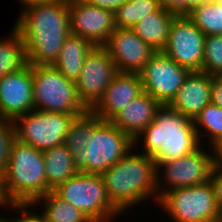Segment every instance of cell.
Masks as SVG:
<instances>
[{"instance_id": "1", "label": "cell", "mask_w": 222, "mask_h": 222, "mask_svg": "<svg viewBox=\"0 0 222 222\" xmlns=\"http://www.w3.org/2000/svg\"><path fill=\"white\" fill-rule=\"evenodd\" d=\"M14 28L22 36L27 63L53 65L70 33L69 0L22 10Z\"/></svg>"}, {"instance_id": "2", "label": "cell", "mask_w": 222, "mask_h": 222, "mask_svg": "<svg viewBox=\"0 0 222 222\" xmlns=\"http://www.w3.org/2000/svg\"><path fill=\"white\" fill-rule=\"evenodd\" d=\"M137 152L132 148L101 174L109 200L122 214L149 198L158 202L156 161L152 156Z\"/></svg>"}, {"instance_id": "3", "label": "cell", "mask_w": 222, "mask_h": 222, "mask_svg": "<svg viewBox=\"0 0 222 222\" xmlns=\"http://www.w3.org/2000/svg\"><path fill=\"white\" fill-rule=\"evenodd\" d=\"M133 141L134 148L142 144L144 150L140 153L152 156L156 163L178 159L202 146L193 120L169 105H162L154 120Z\"/></svg>"}, {"instance_id": "4", "label": "cell", "mask_w": 222, "mask_h": 222, "mask_svg": "<svg viewBox=\"0 0 222 222\" xmlns=\"http://www.w3.org/2000/svg\"><path fill=\"white\" fill-rule=\"evenodd\" d=\"M4 186L12 203H33L52 191L47 186L43 152L14 138L4 171Z\"/></svg>"}, {"instance_id": "5", "label": "cell", "mask_w": 222, "mask_h": 222, "mask_svg": "<svg viewBox=\"0 0 222 222\" xmlns=\"http://www.w3.org/2000/svg\"><path fill=\"white\" fill-rule=\"evenodd\" d=\"M52 191L91 222H111L122 214L109 200L100 174L78 172Z\"/></svg>"}, {"instance_id": "6", "label": "cell", "mask_w": 222, "mask_h": 222, "mask_svg": "<svg viewBox=\"0 0 222 222\" xmlns=\"http://www.w3.org/2000/svg\"><path fill=\"white\" fill-rule=\"evenodd\" d=\"M34 110L86 114L89 110L79 100L75 82L68 80L53 65H31Z\"/></svg>"}, {"instance_id": "7", "label": "cell", "mask_w": 222, "mask_h": 222, "mask_svg": "<svg viewBox=\"0 0 222 222\" xmlns=\"http://www.w3.org/2000/svg\"><path fill=\"white\" fill-rule=\"evenodd\" d=\"M172 222H222L210 180L200 185L172 189L158 200Z\"/></svg>"}, {"instance_id": "8", "label": "cell", "mask_w": 222, "mask_h": 222, "mask_svg": "<svg viewBox=\"0 0 222 222\" xmlns=\"http://www.w3.org/2000/svg\"><path fill=\"white\" fill-rule=\"evenodd\" d=\"M132 148L133 139L109 120H100L92 128V140L78 161L79 172L102 174L120 161Z\"/></svg>"}, {"instance_id": "9", "label": "cell", "mask_w": 222, "mask_h": 222, "mask_svg": "<svg viewBox=\"0 0 222 222\" xmlns=\"http://www.w3.org/2000/svg\"><path fill=\"white\" fill-rule=\"evenodd\" d=\"M83 114H61L32 110L16 117L12 123L14 136L23 143L44 151L64 144L74 120Z\"/></svg>"}, {"instance_id": "10", "label": "cell", "mask_w": 222, "mask_h": 222, "mask_svg": "<svg viewBox=\"0 0 222 222\" xmlns=\"http://www.w3.org/2000/svg\"><path fill=\"white\" fill-rule=\"evenodd\" d=\"M205 148V146H200L192 153L178 159L156 163L158 200L165 192L172 189L200 185L210 180L214 168L212 150L210 147L208 152Z\"/></svg>"}, {"instance_id": "11", "label": "cell", "mask_w": 222, "mask_h": 222, "mask_svg": "<svg viewBox=\"0 0 222 222\" xmlns=\"http://www.w3.org/2000/svg\"><path fill=\"white\" fill-rule=\"evenodd\" d=\"M205 37L187 14L176 15L162 52L190 72L201 71Z\"/></svg>"}, {"instance_id": "12", "label": "cell", "mask_w": 222, "mask_h": 222, "mask_svg": "<svg viewBox=\"0 0 222 222\" xmlns=\"http://www.w3.org/2000/svg\"><path fill=\"white\" fill-rule=\"evenodd\" d=\"M117 73L115 62L103 46H95L86 56L75 86L79 100L89 111L103 97Z\"/></svg>"}, {"instance_id": "13", "label": "cell", "mask_w": 222, "mask_h": 222, "mask_svg": "<svg viewBox=\"0 0 222 222\" xmlns=\"http://www.w3.org/2000/svg\"><path fill=\"white\" fill-rule=\"evenodd\" d=\"M189 72L163 52H156L139 73L143 92L151 95L162 105H168Z\"/></svg>"}, {"instance_id": "14", "label": "cell", "mask_w": 222, "mask_h": 222, "mask_svg": "<svg viewBox=\"0 0 222 222\" xmlns=\"http://www.w3.org/2000/svg\"><path fill=\"white\" fill-rule=\"evenodd\" d=\"M70 33L85 38L94 46H104L115 29L114 13L86 3L69 0Z\"/></svg>"}, {"instance_id": "15", "label": "cell", "mask_w": 222, "mask_h": 222, "mask_svg": "<svg viewBox=\"0 0 222 222\" xmlns=\"http://www.w3.org/2000/svg\"><path fill=\"white\" fill-rule=\"evenodd\" d=\"M34 110L31 64L0 78V118L13 121Z\"/></svg>"}, {"instance_id": "16", "label": "cell", "mask_w": 222, "mask_h": 222, "mask_svg": "<svg viewBox=\"0 0 222 222\" xmlns=\"http://www.w3.org/2000/svg\"><path fill=\"white\" fill-rule=\"evenodd\" d=\"M116 64L118 72L140 73L156 53L132 29L115 28L103 46Z\"/></svg>"}, {"instance_id": "17", "label": "cell", "mask_w": 222, "mask_h": 222, "mask_svg": "<svg viewBox=\"0 0 222 222\" xmlns=\"http://www.w3.org/2000/svg\"><path fill=\"white\" fill-rule=\"evenodd\" d=\"M142 93L140 74L118 72L108 85L103 97L90 112L101 120H110Z\"/></svg>"}, {"instance_id": "18", "label": "cell", "mask_w": 222, "mask_h": 222, "mask_svg": "<svg viewBox=\"0 0 222 222\" xmlns=\"http://www.w3.org/2000/svg\"><path fill=\"white\" fill-rule=\"evenodd\" d=\"M211 82L212 75L201 71L189 72L168 105L188 119L194 120L199 112L211 103Z\"/></svg>"}, {"instance_id": "19", "label": "cell", "mask_w": 222, "mask_h": 222, "mask_svg": "<svg viewBox=\"0 0 222 222\" xmlns=\"http://www.w3.org/2000/svg\"><path fill=\"white\" fill-rule=\"evenodd\" d=\"M161 106L159 101L143 92L109 121L134 140L154 120Z\"/></svg>"}, {"instance_id": "20", "label": "cell", "mask_w": 222, "mask_h": 222, "mask_svg": "<svg viewBox=\"0 0 222 222\" xmlns=\"http://www.w3.org/2000/svg\"><path fill=\"white\" fill-rule=\"evenodd\" d=\"M176 15V13L160 7L140 20L132 30L155 52H162L167 45L172 20Z\"/></svg>"}, {"instance_id": "21", "label": "cell", "mask_w": 222, "mask_h": 222, "mask_svg": "<svg viewBox=\"0 0 222 222\" xmlns=\"http://www.w3.org/2000/svg\"><path fill=\"white\" fill-rule=\"evenodd\" d=\"M95 46L85 38L70 34L64 41L53 66L68 80L76 82L80 76L86 56Z\"/></svg>"}, {"instance_id": "22", "label": "cell", "mask_w": 222, "mask_h": 222, "mask_svg": "<svg viewBox=\"0 0 222 222\" xmlns=\"http://www.w3.org/2000/svg\"><path fill=\"white\" fill-rule=\"evenodd\" d=\"M42 152L45 162L47 186L51 190L79 172L78 162L64 144Z\"/></svg>"}, {"instance_id": "23", "label": "cell", "mask_w": 222, "mask_h": 222, "mask_svg": "<svg viewBox=\"0 0 222 222\" xmlns=\"http://www.w3.org/2000/svg\"><path fill=\"white\" fill-rule=\"evenodd\" d=\"M35 207L42 204L41 211L45 222H91L80 210L62 200L53 191L36 199L32 203Z\"/></svg>"}, {"instance_id": "24", "label": "cell", "mask_w": 222, "mask_h": 222, "mask_svg": "<svg viewBox=\"0 0 222 222\" xmlns=\"http://www.w3.org/2000/svg\"><path fill=\"white\" fill-rule=\"evenodd\" d=\"M27 64L22 36L12 27L9 37L0 40V78Z\"/></svg>"}, {"instance_id": "25", "label": "cell", "mask_w": 222, "mask_h": 222, "mask_svg": "<svg viewBox=\"0 0 222 222\" xmlns=\"http://www.w3.org/2000/svg\"><path fill=\"white\" fill-rule=\"evenodd\" d=\"M90 111L77 117L71 124L64 139V145L78 162L83 155L84 147L92 140V128L100 121Z\"/></svg>"}, {"instance_id": "26", "label": "cell", "mask_w": 222, "mask_h": 222, "mask_svg": "<svg viewBox=\"0 0 222 222\" xmlns=\"http://www.w3.org/2000/svg\"><path fill=\"white\" fill-rule=\"evenodd\" d=\"M187 16L205 36L222 35V1L202 2Z\"/></svg>"}, {"instance_id": "27", "label": "cell", "mask_w": 222, "mask_h": 222, "mask_svg": "<svg viewBox=\"0 0 222 222\" xmlns=\"http://www.w3.org/2000/svg\"><path fill=\"white\" fill-rule=\"evenodd\" d=\"M161 7L159 0H128L114 12L115 28L132 29Z\"/></svg>"}, {"instance_id": "28", "label": "cell", "mask_w": 222, "mask_h": 222, "mask_svg": "<svg viewBox=\"0 0 222 222\" xmlns=\"http://www.w3.org/2000/svg\"><path fill=\"white\" fill-rule=\"evenodd\" d=\"M193 124L200 143L204 141L202 136L206 140L208 139V145L205 146L209 149L216 141L222 138V108L209 103L195 117Z\"/></svg>"}, {"instance_id": "29", "label": "cell", "mask_w": 222, "mask_h": 222, "mask_svg": "<svg viewBox=\"0 0 222 222\" xmlns=\"http://www.w3.org/2000/svg\"><path fill=\"white\" fill-rule=\"evenodd\" d=\"M222 70V35L205 37L204 59L201 72L217 75Z\"/></svg>"}, {"instance_id": "30", "label": "cell", "mask_w": 222, "mask_h": 222, "mask_svg": "<svg viewBox=\"0 0 222 222\" xmlns=\"http://www.w3.org/2000/svg\"><path fill=\"white\" fill-rule=\"evenodd\" d=\"M14 136L12 121L0 118V171L4 172L9 160V152Z\"/></svg>"}, {"instance_id": "31", "label": "cell", "mask_w": 222, "mask_h": 222, "mask_svg": "<svg viewBox=\"0 0 222 222\" xmlns=\"http://www.w3.org/2000/svg\"><path fill=\"white\" fill-rule=\"evenodd\" d=\"M11 211L18 210L20 211L19 217L10 218L11 222H45L44 216L40 212L38 214L35 209L34 205L32 203H11L9 206ZM31 207V208H30ZM32 208L34 211L32 212ZM36 212V213H35Z\"/></svg>"}, {"instance_id": "32", "label": "cell", "mask_w": 222, "mask_h": 222, "mask_svg": "<svg viewBox=\"0 0 222 222\" xmlns=\"http://www.w3.org/2000/svg\"><path fill=\"white\" fill-rule=\"evenodd\" d=\"M210 182L213 186L217 206L222 212V167L214 166L211 172Z\"/></svg>"}, {"instance_id": "33", "label": "cell", "mask_w": 222, "mask_h": 222, "mask_svg": "<svg viewBox=\"0 0 222 222\" xmlns=\"http://www.w3.org/2000/svg\"><path fill=\"white\" fill-rule=\"evenodd\" d=\"M161 7L177 15L188 13V0H159Z\"/></svg>"}, {"instance_id": "34", "label": "cell", "mask_w": 222, "mask_h": 222, "mask_svg": "<svg viewBox=\"0 0 222 222\" xmlns=\"http://www.w3.org/2000/svg\"><path fill=\"white\" fill-rule=\"evenodd\" d=\"M211 103L222 108V79L216 75H212Z\"/></svg>"}, {"instance_id": "35", "label": "cell", "mask_w": 222, "mask_h": 222, "mask_svg": "<svg viewBox=\"0 0 222 222\" xmlns=\"http://www.w3.org/2000/svg\"><path fill=\"white\" fill-rule=\"evenodd\" d=\"M88 4L98 6L103 9L112 11L113 13L128 0H83Z\"/></svg>"}, {"instance_id": "36", "label": "cell", "mask_w": 222, "mask_h": 222, "mask_svg": "<svg viewBox=\"0 0 222 222\" xmlns=\"http://www.w3.org/2000/svg\"><path fill=\"white\" fill-rule=\"evenodd\" d=\"M211 150L214 166L222 167V138L211 146Z\"/></svg>"}, {"instance_id": "37", "label": "cell", "mask_w": 222, "mask_h": 222, "mask_svg": "<svg viewBox=\"0 0 222 222\" xmlns=\"http://www.w3.org/2000/svg\"><path fill=\"white\" fill-rule=\"evenodd\" d=\"M11 203L4 186V172L0 171V206L8 208Z\"/></svg>"}, {"instance_id": "38", "label": "cell", "mask_w": 222, "mask_h": 222, "mask_svg": "<svg viewBox=\"0 0 222 222\" xmlns=\"http://www.w3.org/2000/svg\"><path fill=\"white\" fill-rule=\"evenodd\" d=\"M18 1H20V4H22L23 6L22 9L24 10L34 5L47 4L54 2L56 0H18Z\"/></svg>"}, {"instance_id": "39", "label": "cell", "mask_w": 222, "mask_h": 222, "mask_svg": "<svg viewBox=\"0 0 222 222\" xmlns=\"http://www.w3.org/2000/svg\"><path fill=\"white\" fill-rule=\"evenodd\" d=\"M208 0H188V13L196 6Z\"/></svg>"}, {"instance_id": "40", "label": "cell", "mask_w": 222, "mask_h": 222, "mask_svg": "<svg viewBox=\"0 0 222 222\" xmlns=\"http://www.w3.org/2000/svg\"><path fill=\"white\" fill-rule=\"evenodd\" d=\"M0 222H11L10 221V218H4V216L2 215V217H1V215H0Z\"/></svg>"}, {"instance_id": "41", "label": "cell", "mask_w": 222, "mask_h": 222, "mask_svg": "<svg viewBox=\"0 0 222 222\" xmlns=\"http://www.w3.org/2000/svg\"><path fill=\"white\" fill-rule=\"evenodd\" d=\"M216 76L222 79V70Z\"/></svg>"}]
</instances>
